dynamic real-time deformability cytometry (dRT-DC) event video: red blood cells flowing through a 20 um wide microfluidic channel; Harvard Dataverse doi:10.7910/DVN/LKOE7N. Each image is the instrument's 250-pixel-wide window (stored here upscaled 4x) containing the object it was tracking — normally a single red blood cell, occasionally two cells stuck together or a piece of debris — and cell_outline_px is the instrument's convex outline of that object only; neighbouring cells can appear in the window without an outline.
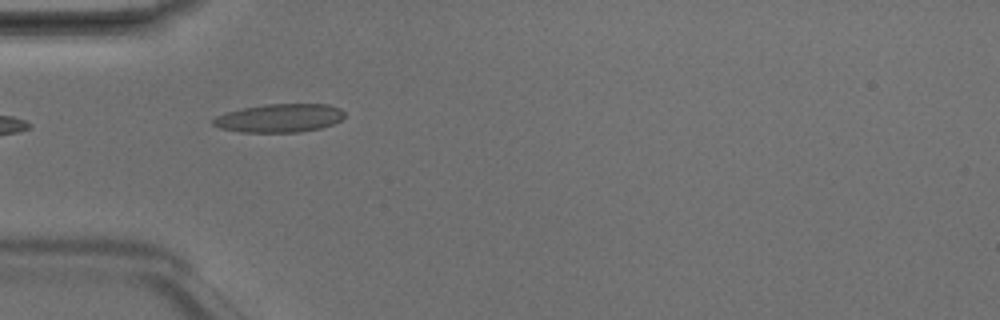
{"species": "Egyptian fruit bat (a non-hibernating species)", "species_latin": "Rousettus aegyptiacus", "temperature_condition": "room temperature", "stored_images_in_passage": 6, "camera_frame_rate_fps": 3000, "um_per_image_px": 0.085, "animal": {"sex": "male"}, "frame": {"image": 1, "passage_image": 3, "time_ms": 0.667, "image_size_px": [1000, 320], "cell_outline_px": [[344, 116], [340, 120], [332, 124], [320, 128], [300, 132], [240, 132], [220, 128], [212, 124], [212, 120], [216, 116], [228, 112], [244, 108], [268, 104], [328, 104], [340, 108], [344, 112]], "centroid_in_image_um": [23.76, 10.04], "position_along_channel_um": 61.2, "area_um2": 21.62}}
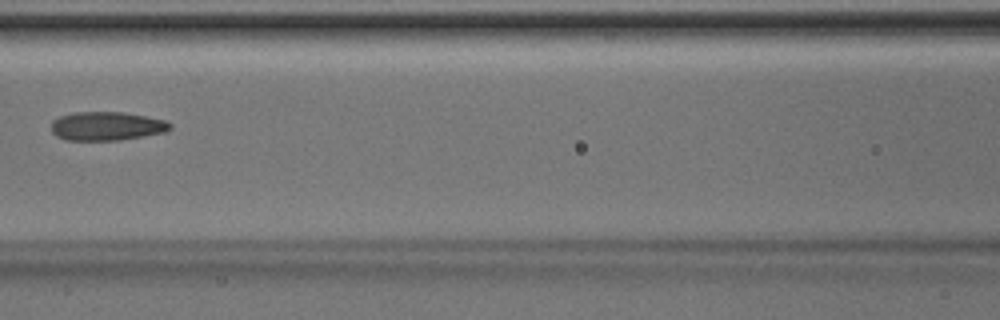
{"frame": {"image": 2, "passage_image": 5, "time_ms": 1.333, "image_size_px": [1000, 320], "cell_outline_px": [[172, 128], [164, 132], [144, 136], [120, 140], [64, 140], [56, 136], [52, 132], [52, 120], [60, 116], [72, 112], [124, 112], [164, 120], [172, 124]], "centroid_in_image_um": [9.05, 10.72], "position_along_channel_um": 157.6, "area_um2": 19.94}}
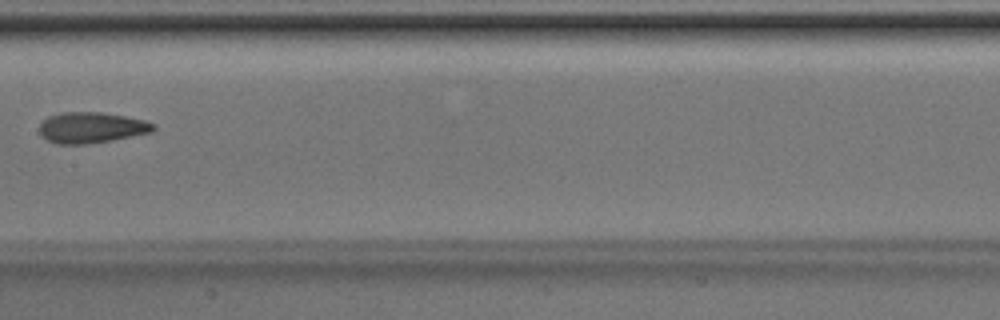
{"frame": {"image": 3, "passage_image": 6, "time_ms": 1.667, "image_size_px": [1000, 320], "cell_outline_px": [[156, 128], [152, 132], [112, 140], [84, 144], [56, 144], [40, 136], [40, 124], [48, 116], [64, 112], [100, 112], [124, 116], [144, 120], [156, 124]], "centroid_in_image_um": [7.77, 10.85], "position_along_channel_um": 199.6, "area_um2": 20.46}}